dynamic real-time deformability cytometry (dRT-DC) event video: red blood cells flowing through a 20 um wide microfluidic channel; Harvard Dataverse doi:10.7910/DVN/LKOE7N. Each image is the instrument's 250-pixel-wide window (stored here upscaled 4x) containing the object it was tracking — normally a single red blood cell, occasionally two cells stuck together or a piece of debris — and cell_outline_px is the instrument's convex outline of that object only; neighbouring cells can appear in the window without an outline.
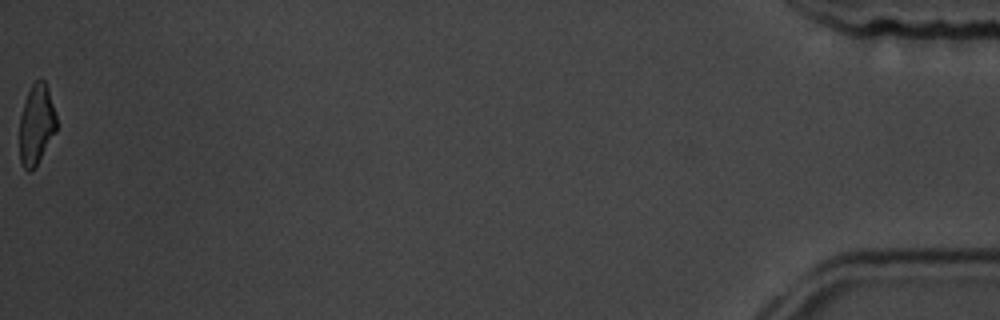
{"species": "common noctule bat (a hibernating species)", "species_latin": "Nyctalus noctula", "temperature_condition": "room temperature", "stored_images_in_passage": 15, "camera_frame_rate_fps": 3000, "um_per_image_px": 0.085, "animal": {"sex": "male", "body_mass_g": 19.5, "forearm_length_mm": 54.6}, "frame": {"image": 1, "passage_image": 15, "time_ms": 16.667, "image_size_px": [1000, 320], "cell_outline_px": [[56, 132], [36, 168], [28, 172], [24, 168], [20, 160], [20, 116], [28, 92], [32, 84], [40, 76], [44, 80], [48, 88], [56, 112]], "centroid_in_image_um": [3.11, 10.6], "position_along_channel_um": 432.1, "area_um2": 17.51}, "authors_computed_cell_mechanics": {"area_um2": 17.5134, "velocity_mm_per_s": 3.6695, "shape_relaxation_time_tau1_ms": 7.1894, "shape_relaxation_time_tau2_ms": 6.2515, "deformation_change_tau1": 0.2244, "deformation_change_tau2": 0.1414}}